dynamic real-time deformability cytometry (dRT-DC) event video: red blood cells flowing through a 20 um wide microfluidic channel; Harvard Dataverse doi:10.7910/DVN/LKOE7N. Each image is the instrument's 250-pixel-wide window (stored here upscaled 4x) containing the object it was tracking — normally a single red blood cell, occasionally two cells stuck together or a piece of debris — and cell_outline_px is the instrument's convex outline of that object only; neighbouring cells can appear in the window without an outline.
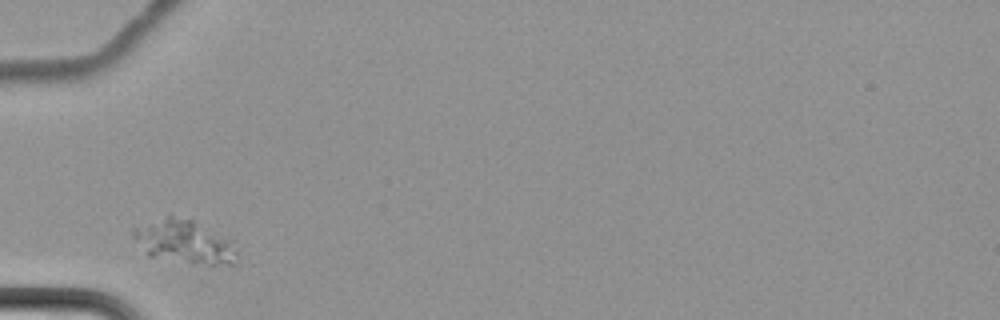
{"species": "common noctule bat (a hibernating species)", "species_latin": "Nyctalus noctula", "temperature_condition": "cold", "stored_images_in_passage": 6, "camera_frame_rate_fps": 3000, "um_per_image_px": 0.085, "animal": {"sex": "female", "body_mass_g": 22.7, "forearm_length_mm": 54.2}, "frame": {"image": 1, "passage_image": 1, "time_ms": 0.0, "image_size_px": [1000, 320], "cell_outline_px": [[240, 264], [208, 264], [148, 256], [132, 236], [132, 228], [168, 212], [192, 220], [232, 240]], "centroid_in_image_um": [15.64, 20.49], "position_along_channel_um": 69.4, "area_um2": 26.47}}
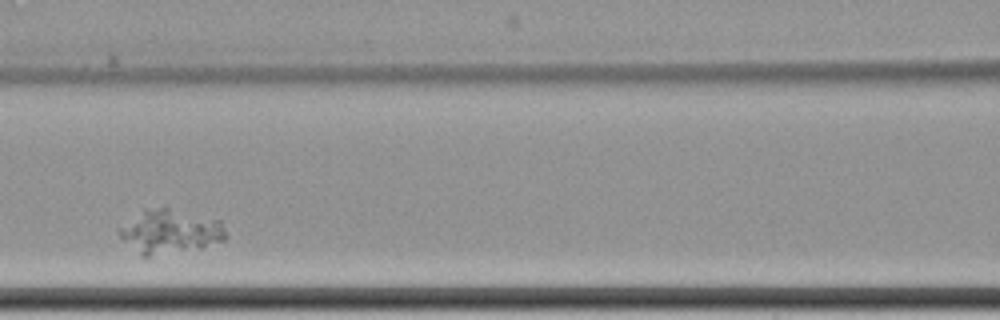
{"frame": {"image": 2, "passage_image": 3, "time_ms": 2.667, "image_size_px": [1000, 320], "cell_outline_px": [[228, 236], [224, 240], [200, 248], [148, 256], [140, 256], [116, 232], [116, 228], [144, 208], [164, 204], [220, 220]], "centroid_in_image_um": [14.43, 19.61], "position_along_channel_um": 152.2, "area_um2": 28.15}}
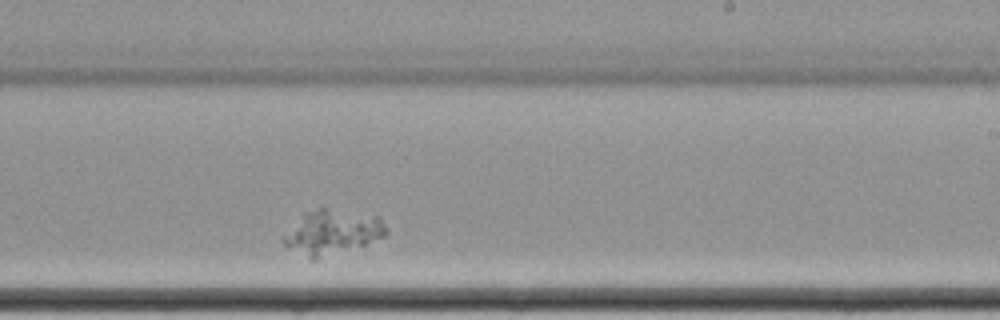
{"frame": {"image": 3, "passage_image": 6, "time_ms": 6.0, "image_size_px": [1000, 320], "cell_outline_px": [[388, 232], [384, 236], [364, 244], [316, 260], [308, 260], [284, 244], [280, 240], [280, 236], [304, 212], [320, 208], [324, 208], [380, 216], [388, 228]], "centroid_in_image_um": [28.18, 19.74], "position_along_channel_um": 260.8, "area_um2": 26.82}}